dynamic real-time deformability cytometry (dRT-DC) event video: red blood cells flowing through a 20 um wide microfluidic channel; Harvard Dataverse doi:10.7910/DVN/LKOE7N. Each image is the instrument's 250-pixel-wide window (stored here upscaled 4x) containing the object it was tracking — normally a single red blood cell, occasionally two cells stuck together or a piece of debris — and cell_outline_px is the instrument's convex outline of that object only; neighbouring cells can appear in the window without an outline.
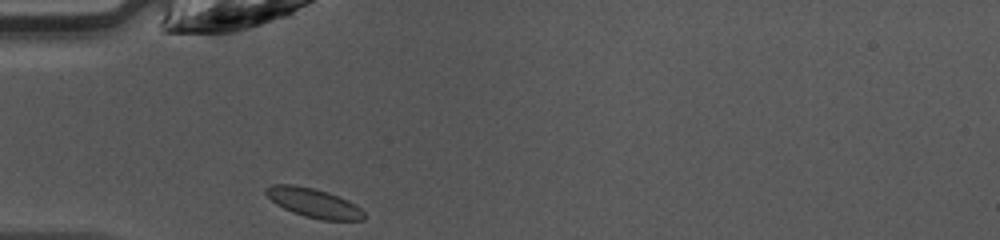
{"species": "common noctule bat (a hibernating species)", "species_latin": "Nyctalus noctula", "temperature_condition": "warm", "stored_images_in_passage": 28, "camera_frame_rate_fps": 3000, "um_per_image_px": 0.085, "animal": {"sex": "female", "body_mass_g": 10.0, "forearm_length_mm": 53.1}, "frame": {"image": 1, "passage_image": 1, "time_ms": 0.0, "image_size_px": [1000, 240], "cell_outline_px": [[364, 220], [324, 220], [304, 216], [292, 212], [276, 204], [264, 192], [264, 188], [272, 184], [292, 184], [312, 188], [328, 192], [348, 200], [360, 208], [364, 212]], "centroid_in_image_um": [26.64, 17.24], "position_along_channel_um": 58.4, "area_um2": 16.59}}
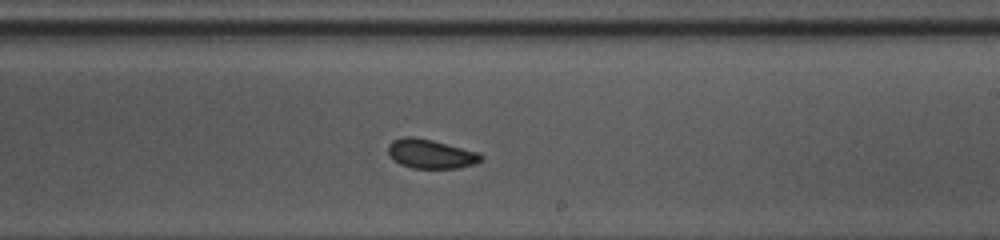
{"frame": {"image": 2, "passage_image": 15, "time_ms": 4.667, "image_size_px": [1000, 240], "cell_outline_px": [[484, 160], [476, 164], [460, 168], [412, 168], [400, 164], [388, 152], [388, 144], [392, 140], [404, 136], [412, 136], [432, 140], [476, 152], [484, 156]], "centroid_in_image_um": [36.63, 13.08], "position_along_channel_um": 252.4, "area_um2": 15.72}}
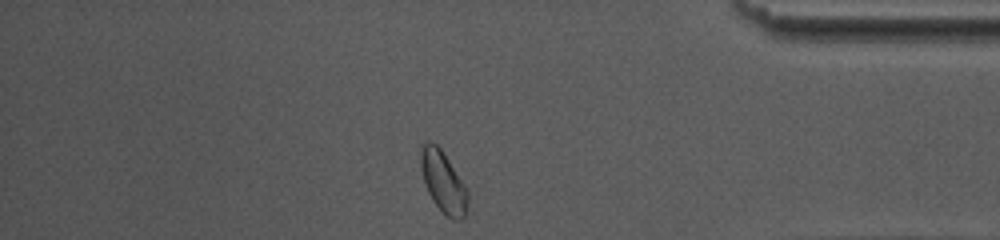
{"frame": {"image": 3, "passage_image": 27, "time_ms": 8.667, "image_size_px": [1000, 240], "cell_outline_px": [[468, 200], [464, 216], [460, 220], [452, 220], [432, 200], [428, 192], [424, 180], [420, 164], [420, 144], [428, 140], [436, 144], [440, 148], [468, 188]], "centroid_in_image_um": [37.67, 15.42], "position_along_channel_um": 397.5, "area_um2": 16.76}, "authors_computed_cell_mechanics": {"area_um2": 16.0395, "velocity_mm_per_s": 4.2578, "shape_relaxation_time_tau1_ms": 3.9367, "shape_relaxation_time_tau2_ms": 2.3512, "deformation_change_tau1": 0.083, "deformation_change_tau2": 0.0642}}